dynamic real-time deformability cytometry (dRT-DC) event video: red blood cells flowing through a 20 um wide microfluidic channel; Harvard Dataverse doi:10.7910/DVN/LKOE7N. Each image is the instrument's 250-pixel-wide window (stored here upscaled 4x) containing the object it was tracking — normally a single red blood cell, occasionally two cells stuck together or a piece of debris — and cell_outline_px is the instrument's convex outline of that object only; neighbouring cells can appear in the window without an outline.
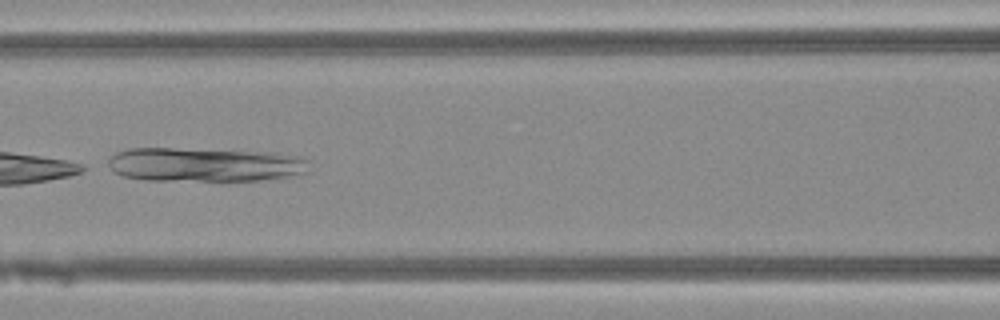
{"species": "Egyptian fruit bat (a non-hibernating species)", "species_latin": "Rousettus aegyptiacus", "temperature_condition": "warm", "stored_images_in_passage": 6, "camera_frame_rate_fps": 3000, "um_per_image_px": 0.085, "animal": {"sex": "female"}, "frame": {"image": 1, "passage_image": 6, "time_ms": 1.667, "image_size_px": [1000, 320], "cell_outline_px": [[308, 172], [288, 176], [256, 180], [144, 180], [124, 176], [112, 172], [108, 164], [108, 160], [116, 152], [128, 148], [172, 148], [268, 152], [300, 156], [308, 160]], "centroid_in_image_um": [17.36, 13.98], "position_along_channel_um": 149.2, "area_um2": 39.77}}